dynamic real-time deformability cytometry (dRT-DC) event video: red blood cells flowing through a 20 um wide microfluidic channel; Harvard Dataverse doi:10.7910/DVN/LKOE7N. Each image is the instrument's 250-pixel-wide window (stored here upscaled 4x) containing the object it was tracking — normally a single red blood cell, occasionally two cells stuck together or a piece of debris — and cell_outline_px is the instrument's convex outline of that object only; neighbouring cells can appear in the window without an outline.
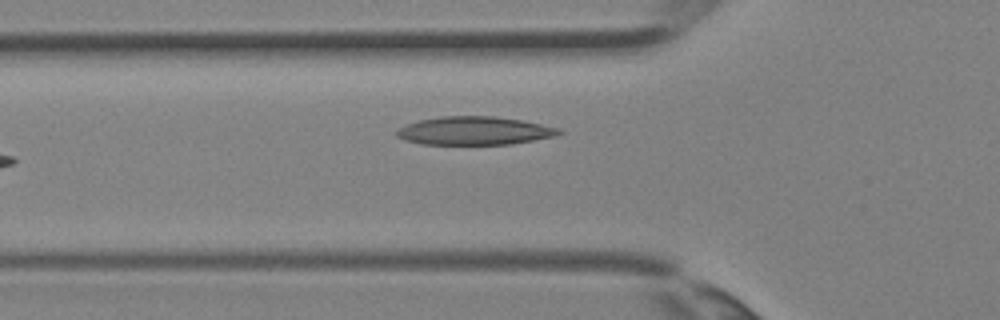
{"species": "Egyptian fruit bat (a non-hibernating species)", "species_latin": "Rousettus aegyptiacus", "temperature_condition": "room temperature", "stored_images_in_passage": 5, "camera_frame_rate_fps": 3000, "um_per_image_px": 0.085, "animal": {"sex": "female"}, "frame": {"image": 1, "passage_image": 5, "time_ms": 1.333, "image_size_px": [1000, 320], "cell_outline_px": [[564, 132], [556, 136], [512, 144], [420, 144], [404, 140], [396, 136], [396, 132], [400, 128], [408, 124], [420, 120], [440, 116], [492, 116], [520, 120], [560, 128]], "centroid_in_image_um": [40.34, 11.12], "position_along_channel_um": 85.5, "area_um2": 26.65}}